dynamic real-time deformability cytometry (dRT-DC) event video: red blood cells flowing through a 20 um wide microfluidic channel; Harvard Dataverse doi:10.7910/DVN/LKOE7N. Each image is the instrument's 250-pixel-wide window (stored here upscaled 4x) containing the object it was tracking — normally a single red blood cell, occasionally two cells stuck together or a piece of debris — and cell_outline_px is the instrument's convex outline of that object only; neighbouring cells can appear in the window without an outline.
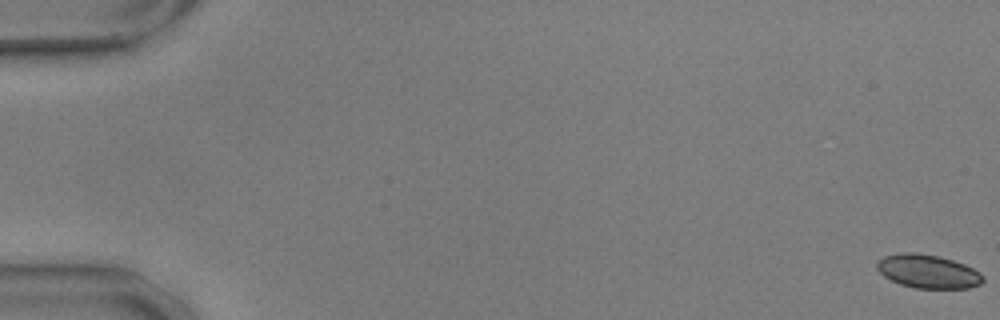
{"species": "common noctule bat (a hibernating species)", "species_latin": "Nyctalus noctula", "temperature_condition": "warm", "stored_images_in_passage": 15, "camera_frame_rate_fps": 3000, "um_per_image_px": 0.085, "animal": {"sex": "male", "body_mass_g": 17.9, "forearm_length_mm": 54.2}, "frame": {"image": 1, "passage_image": 1, "time_ms": 0.0, "image_size_px": [1000, 320], "cell_outline_px": [[984, 280], [980, 284], [968, 288], [916, 288], [900, 284], [884, 276], [876, 268], [876, 264], [884, 256], [900, 252], [916, 252], [940, 256], [964, 264], [980, 272], [984, 276]], "centroid_in_image_um": [78.88, 23.06], "position_along_channel_um": 6.1, "area_um2": 20.75}}